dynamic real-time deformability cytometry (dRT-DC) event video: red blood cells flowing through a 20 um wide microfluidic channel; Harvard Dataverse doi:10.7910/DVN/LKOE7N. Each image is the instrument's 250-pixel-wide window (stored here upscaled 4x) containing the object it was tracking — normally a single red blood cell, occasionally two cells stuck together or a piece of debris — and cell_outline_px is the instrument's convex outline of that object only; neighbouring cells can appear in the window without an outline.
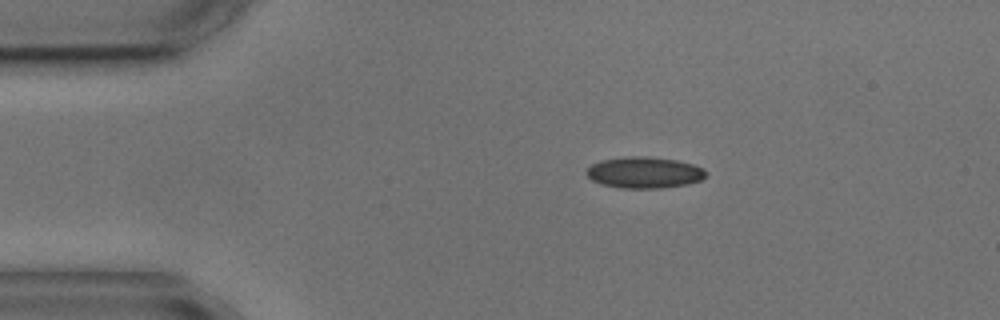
{"species": "common noctule bat (a hibernating species)", "species_latin": "Nyctalus noctula", "temperature_condition": "cold", "stored_images_in_passage": 5, "camera_frame_rate_fps": 3000, "um_per_image_px": 0.085, "animal": {"sex": "male", "body_mass_g": 17.9, "forearm_length_mm": 54.2}, "frame": {"image": 1, "passage_image": 1, "time_ms": 0.0, "image_size_px": [1000, 320], "cell_outline_px": [[708, 172], [700, 180], [688, 184], [660, 188], [620, 188], [600, 184], [592, 180], [588, 176], [588, 168], [592, 164], [600, 160], [628, 156], [648, 156], [676, 160], [692, 164], [704, 168]], "centroid_in_image_um": [54.77, 14.66], "position_along_channel_um": 30.2, "area_um2": 21.79}}
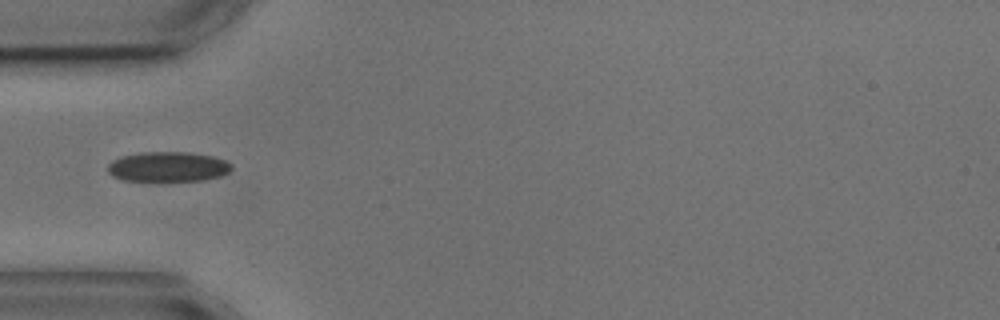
{"frame": {"image": 2, "passage_image": 3, "time_ms": 2.333, "image_size_px": [1000, 320], "cell_outline_px": [[232, 168], [228, 172], [220, 176], [204, 180], [120, 180], [112, 176], [108, 172], [108, 164], [112, 160], [120, 156], [140, 152], [188, 152], [212, 156], [224, 160], [232, 164]], "centroid_in_image_um": [14.25, 14.16], "position_along_channel_um": 70.8, "area_um2": 21.56}}